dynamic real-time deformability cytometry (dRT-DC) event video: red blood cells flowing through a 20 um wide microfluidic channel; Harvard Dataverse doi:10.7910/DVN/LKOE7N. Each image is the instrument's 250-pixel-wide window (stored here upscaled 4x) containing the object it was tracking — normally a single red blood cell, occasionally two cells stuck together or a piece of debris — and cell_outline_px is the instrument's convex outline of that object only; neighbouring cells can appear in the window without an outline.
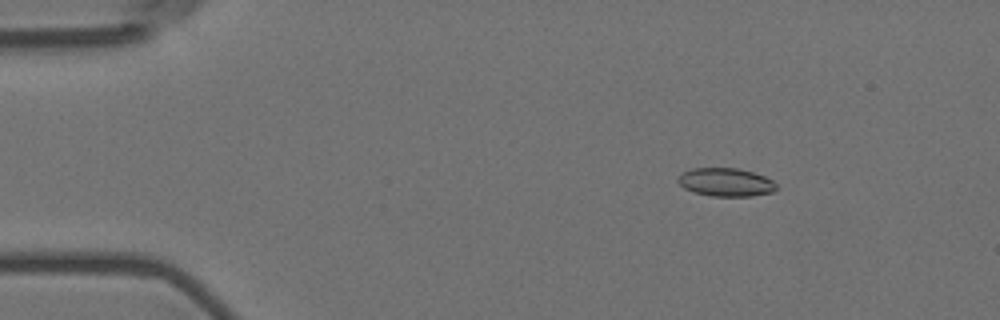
{"species": "Egyptian fruit bat (a non-hibernating species)", "species_latin": "Rousettus aegyptiacus", "temperature_condition": "room temperature", "stored_images_in_passage": 57, "camera_frame_rate_fps": 3000, "um_per_image_px": 0.085, "animal": {"sex": "female"}, "frame": {"image": 1, "passage_image": 9, "time_ms": 2.667, "image_size_px": [1000, 320], "cell_outline_px": [[776, 188], [772, 192], [752, 196], [712, 196], [696, 192], [684, 188], [676, 180], [684, 172], [692, 168], [736, 168], [752, 172], [764, 176], [772, 180], [776, 184]], "centroid_in_image_um": [61.7, 15.49], "position_along_channel_um": 23.3, "area_um2": 16.01}}
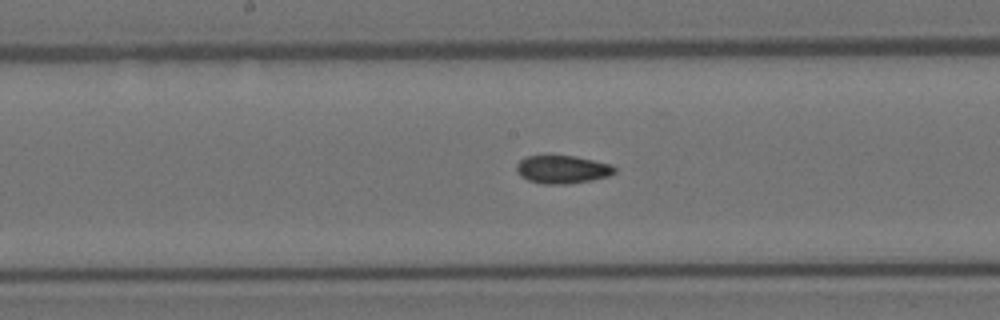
{"frame": {"image": 2, "passage_image": 30, "time_ms": 9.667, "image_size_px": [1000, 320], "cell_outline_px": [[616, 172], [608, 176], [592, 180], [568, 184], [544, 184], [528, 180], [520, 176], [516, 168], [516, 164], [524, 156], [576, 156], [612, 164], [616, 168]], "centroid_in_image_um": [47.81, 14.4], "position_along_channel_um": 200.4, "area_um2": 16.13}}
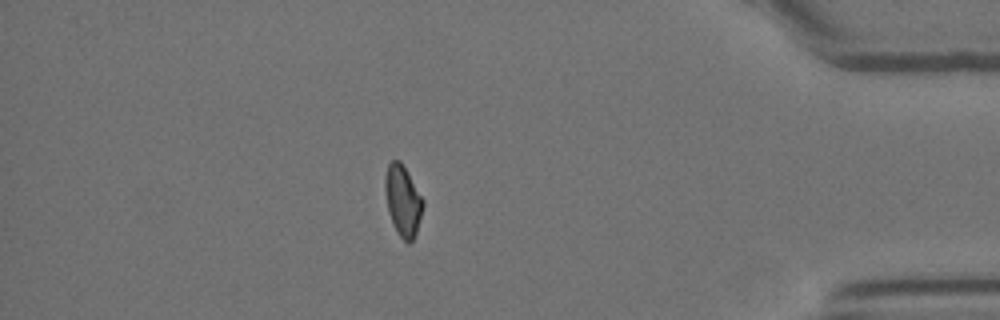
{"frame": {"image": 3, "passage_image": 50, "time_ms": 16.333, "image_size_px": [1000, 320], "cell_outline_px": [[424, 204], [416, 232], [412, 240], [408, 244], [396, 232], [392, 224], [388, 212], [384, 192], [384, 180], [388, 164], [392, 160], [400, 160], [424, 200]], "centroid_in_image_um": [34.22, 17.06], "position_along_channel_um": 401.0, "area_um2": 15.66}, "authors_computed_cell_mechanics": {"area_um2": 16.0684, "velocity_mm_per_s": 3.6006, "shape_relaxation_time_tau1_ms": 10.1509, "shape_relaxation_time_tau2_ms": 3.6712, "deformation_change_tau1": 0.1901, "deformation_change_tau2": 0.0781}}